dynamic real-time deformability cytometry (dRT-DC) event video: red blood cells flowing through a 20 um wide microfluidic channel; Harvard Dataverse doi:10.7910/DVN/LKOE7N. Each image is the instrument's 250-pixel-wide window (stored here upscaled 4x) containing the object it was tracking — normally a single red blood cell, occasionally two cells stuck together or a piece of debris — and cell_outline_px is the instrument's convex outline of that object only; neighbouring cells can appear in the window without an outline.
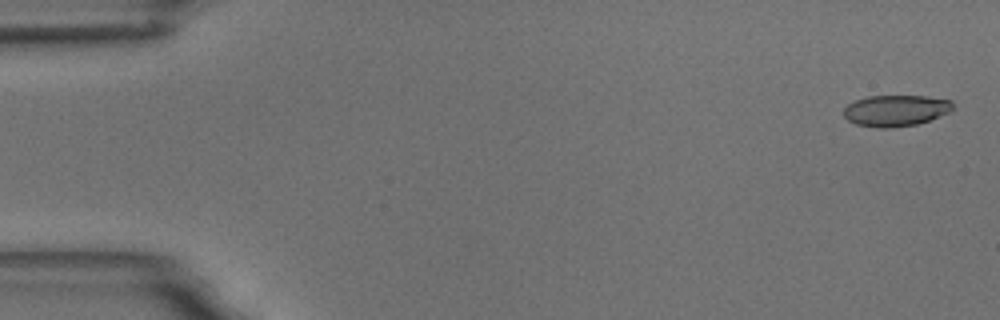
{"species": "common noctule bat (a hibernating species)", "species_latin": "Nyctalus noctula", "temperature_condition": "room temperature", "stored_images_in_passage": 5, "camera_frame_rate_fps": 3000, "um_per_image_px": 0.085, "animal": {"sex": "male", "body_mass_g": 18.8}, "frame": {"image": 1, "passage_image": 1, "time_ms": 0.0, "image_size_px": [1000, 320], "cell_outline_px": [[952, 112], [916, 124], [892, 128], [876, 128], [856, 124], [848, 120], [844, 116], [844, 108], [848, 104], [856, 100], [868, 96], [924, 96], [952, 100]], "centroid_in_image_um": [76.14, 9.4], "position_along_channel_um": 8.9, "area_um2": 19.88}}